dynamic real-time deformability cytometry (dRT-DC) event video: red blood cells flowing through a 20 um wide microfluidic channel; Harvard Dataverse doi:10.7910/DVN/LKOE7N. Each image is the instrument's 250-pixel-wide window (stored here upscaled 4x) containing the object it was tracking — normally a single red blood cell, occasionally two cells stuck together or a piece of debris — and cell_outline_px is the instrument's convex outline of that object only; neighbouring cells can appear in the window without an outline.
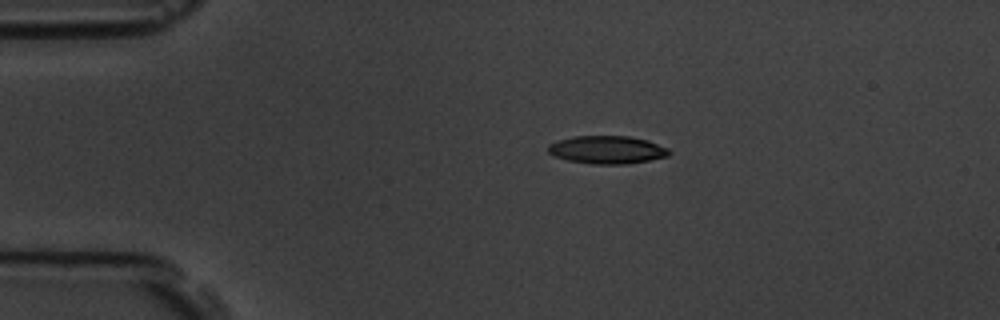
{"species": "common noctule bat (a hibernating species)", "species_latin": "Nyctalus noctula", "temperature_condition": "room temperature", "stored_images_in_passage": 2, "camera_frame_rate_fps": 3000, "um_per_image_px": 0.085, "animal": {"sex": "male", "body_mass_g": 19.5, "forearm_length_mm": 54.6}, "frame": {"image": 1, "passage_image": 1, "time_ms": 0.0, "image_size_px": [1000, 320], "cell_outline_px": [[672, 152], [668, 156], [628, 164], [592, 164], [568, 160], [556, 156], [548, 152], [548, 144], [556, 140], [572, 136], [628, 136], [648, 140], [668, 148]], "centroid_in_image_um": [51.6, 12.72], "position_along_channel_um": 33.4, "area_um2": 19.77}}